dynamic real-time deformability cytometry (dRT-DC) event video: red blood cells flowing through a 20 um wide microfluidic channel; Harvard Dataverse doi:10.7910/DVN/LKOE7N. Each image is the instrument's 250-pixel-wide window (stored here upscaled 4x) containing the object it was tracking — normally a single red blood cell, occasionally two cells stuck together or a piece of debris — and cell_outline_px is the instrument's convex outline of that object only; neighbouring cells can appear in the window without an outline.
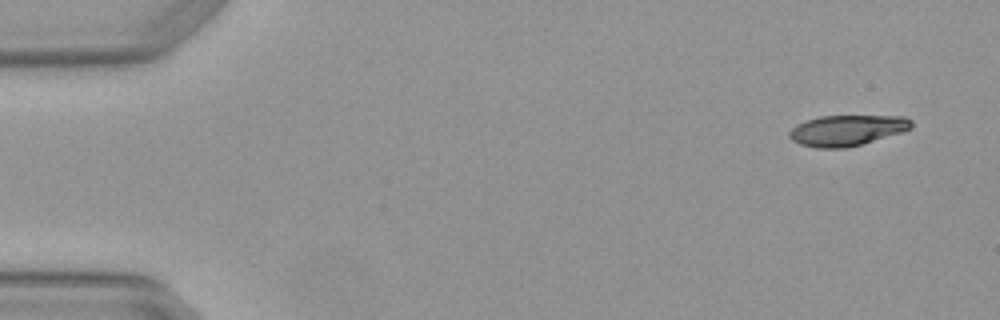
{"species": "Egyptian fruit bat (a non-hibernating species)", "species_latin": "Rousettus aegyptiacus", "temperature_condition": "warm", "stored_images_in_passage": 4, "camera_frame_rate_fps": 3000, "um_per_image_px": 0.085, "animal": {"sex": "female"}, "frame": {"image": 1, "passage_image": 1, "time_ms": 0.0, "image_size_px": [1000, 320], "cell_outline_px": [[912, 128], [900, 132], [860, 144], [844, 148], [816, 148], [800, 144], [792, 140], [788, 136], [788, 132], [796, 124], [820, 116], [904, 116], [912, 120]], "centroid_in_image_um": [71.96, 11.07], "position_along_channel_um": 13.0, "area_um2": 21.62}}
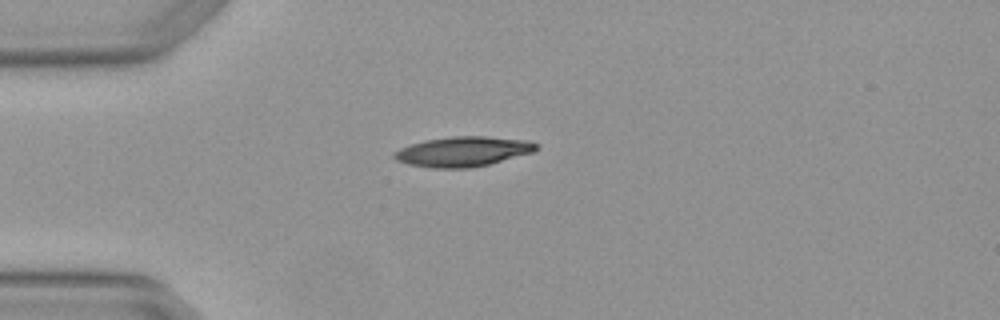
{"frame": {"image": 2, "passage_image": 4, "time_ms": 1.0, "image_size_px": [1000, 320], "cell_outline_px": [[540, 144], [532, 152], [488, 164], [472, 168], [432, 168], [408, 164], [396, 160], [392, 156], [392, 152], [400, 148], [424, 140], [452, 136], [484, 136], [528, 140]], "centroid_in_image_um": [39.32, 12.88], "position_along_channel_um": 45.7, "area_um2": 24.74}}